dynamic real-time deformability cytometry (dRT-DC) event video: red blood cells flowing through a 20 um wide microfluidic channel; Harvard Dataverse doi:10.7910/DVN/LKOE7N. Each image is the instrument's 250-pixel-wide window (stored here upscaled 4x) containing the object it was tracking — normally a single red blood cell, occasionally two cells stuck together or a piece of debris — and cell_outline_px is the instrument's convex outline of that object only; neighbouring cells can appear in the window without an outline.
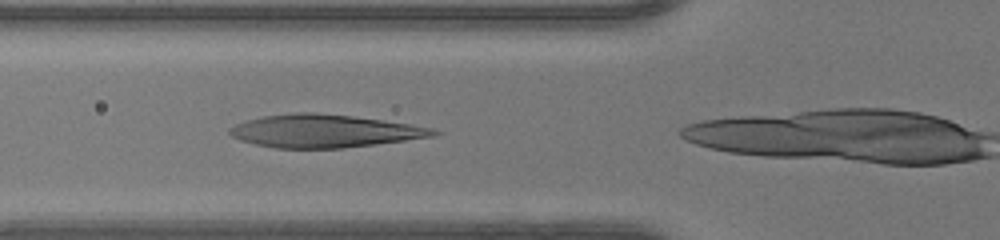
{"species": "human", "species_latin": "Homo sapiens", "temperature_condition": "warm", "stored_images_in_passage": 29, "camera_frame_rate_fps": 3000, "um_per_image_px": 0.085, "donor": {"sex": "female"}, "frame": {"image": 1, "passage_image": 7, "time_ms": 2.0, "image_size_px": [1000, 240], "cell_outline_px": [[444, 132], [436, 136], [376, 144], [344, 148], [276, 148], [256, 144], [240, 140], [232, 136], [228, 132], [228, 128], [236, 124], [260, 116], [296, 112], [316, 112], [352, 116], [412, 124], [432, 128]], "centroid_in_image_um": [27.59, 11.13], "position_along_channel_um": 98.2, "area_um2": 39.19}}
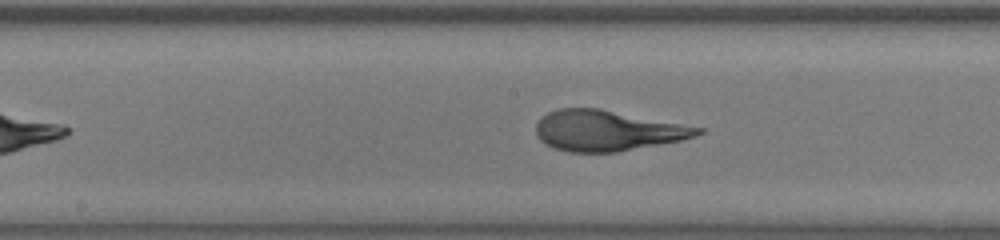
{"frame": {"image": 2, "passage_image": 14, "time_ms": 4.333, "image_size_px": [1000, 240], "cell_outline_px": [[704, 132], [696, 136], [680, 140], [616, 152], [568, 152], [552, 148], [540, 140], [536, 136], [536, 124], [540, 116], [556, 108], [600, 108], [704, 128]], "centroid_in_image_um": [51.57, 11.09], "position_along_channel_um": 196.6, "area_um2": 38.32}}
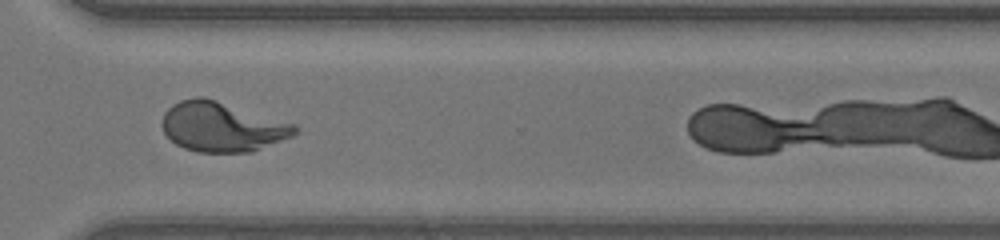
{"frame": {"image": 3, "passage_image": 25, "time_ms": 8.0, "image_size_px": [1000, 240], "cell_outline_px": [[300, 132], [292, 136], [252, 152], [196, 152], [184, 148], [176, 144], [164, 132], [160, 124], [164, 112], [172, 104], [180, 100], [196, 96], [204, 96], [296, 124]], "centroid_in_image_um": [18.87, 10.77], "position_along_channel_um": 351.7, "area_um2": 38.73}}